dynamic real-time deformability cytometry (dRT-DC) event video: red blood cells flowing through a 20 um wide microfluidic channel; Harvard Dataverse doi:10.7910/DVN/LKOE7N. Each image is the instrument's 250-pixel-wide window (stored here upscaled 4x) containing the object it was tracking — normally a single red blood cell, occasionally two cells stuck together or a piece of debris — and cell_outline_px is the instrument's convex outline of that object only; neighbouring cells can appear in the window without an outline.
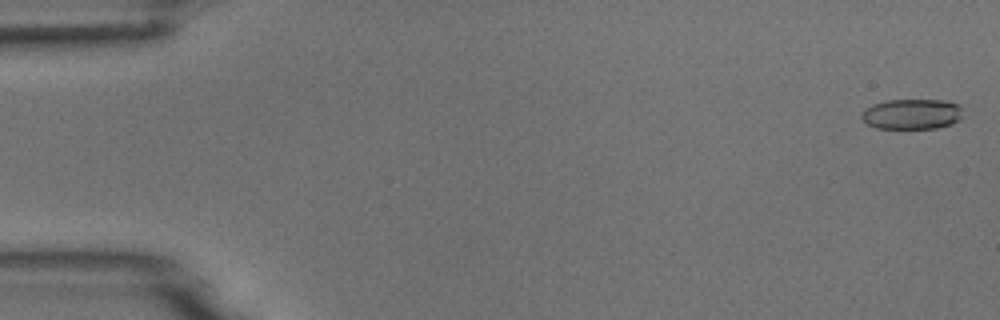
{"species": "common noctule bat (a hibernating species)", "species_latin": "Nyctalus noctula", "temperature_condition": "room temperature", "stored_images_in_passage": 5, "camera_frame_rate_fps": 3000, "um_per_image_px": 0.085, "animal": {"sex": "male", "body_mass_g": 18.8}, "frame": {"image": 1, "passage_image": 1, "time_ms": 0.0, "image_size_px": [1000, 320], "cell_outline_px": [[960, 120], [952, 124], [936, 128], [876, 128], [868, 124], [860, 116], [860, 112], [864, 108], [872, 104], [888, 100], [944, 100], [956, 104], [960, 108]], "centroid_in_image_um": [77.46, 9.69], "position_along_channel_um": 7.5, "area_um2": 17.86}}
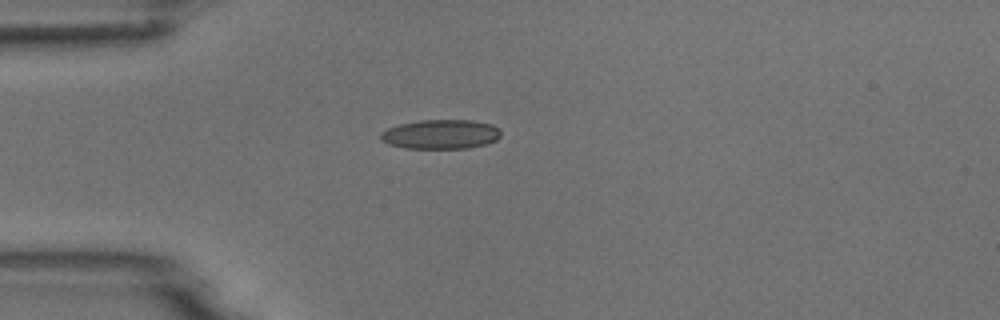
{"frame": {"image": 2, "passage_image": 5, "time_ms": 4.333, "image_size_px": [1000, 320], "cell_outline_px": [[500, 136], [496, 140], [488, 144], [468, 148], [404, 148], [388, 144], [380, 140], [380, 132], [388, 128], [400, 124], [420, 120], [472, 120], [492, 124], [500, 132]], "centroid_in_image_um": [37.44, 11.41], "position_along_channel_um": 47.6, "area_um2": 20.63}}